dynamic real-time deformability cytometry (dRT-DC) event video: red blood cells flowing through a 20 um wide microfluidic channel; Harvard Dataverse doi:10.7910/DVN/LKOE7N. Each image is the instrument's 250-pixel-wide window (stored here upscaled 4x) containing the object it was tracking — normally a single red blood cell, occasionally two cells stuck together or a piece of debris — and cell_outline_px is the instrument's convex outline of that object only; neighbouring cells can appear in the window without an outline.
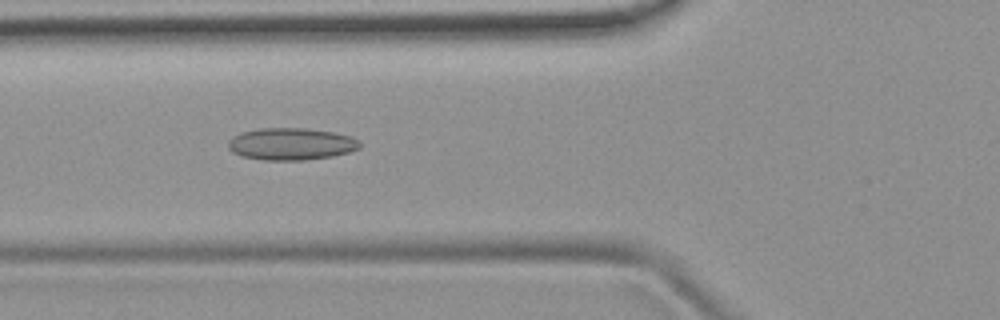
{"species": "common noctule bat (a hibernating species)", "species_latin": "Nyctalus noctula", "temperature_condition": "room temperature", "stored_images_in_passage": 51, "camera_frame_rate_fps": 3000, "um_per_image_px": 0.085, "animal": {"sex": "female", "body_mass_g": 19.9}, "frame": {"image": 1, "passage_image": 19, "time_ms": 6.0, "image_size_px": [1000, 320], "cell_outline_px": [[360, 148], [348, 152], [332, 156], [304, 160], [264, 160], [240, 156], [232, 152], [228, 148], [228, 140], [232, 136], [240, 132], [260, 128], [304, 128], [332, 132], [352, 136], [360, 140]], "centroid_in_image_um": [24.72, 12.23], "position_along_channel_um": 101.1, "area_um2": 24.8}}
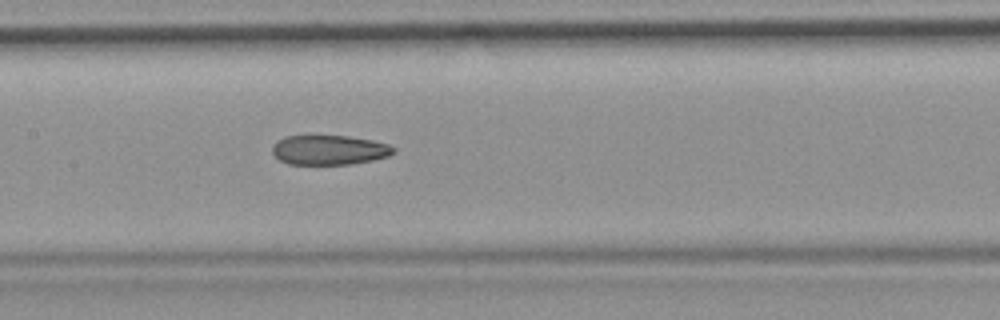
{"frame": {"image": 2, "passage_image": 25, "time_ms": 8.0, "image_size_px": [1000, 320], "cell_outline_px": [[396, 152], [388, 156], [372, 160], [352, 164], [288, 164], [280, 160], [272, 152], [272, 144], [276, 140], [284, 136], [308, 132], [312, 132], [348, 136], [372, 140], [388, 144], [396, 148]], "centroid_in_image_um": [27.92, 12.68], "position_along_channel_um": 179.5, "area_um2": 22.02}}
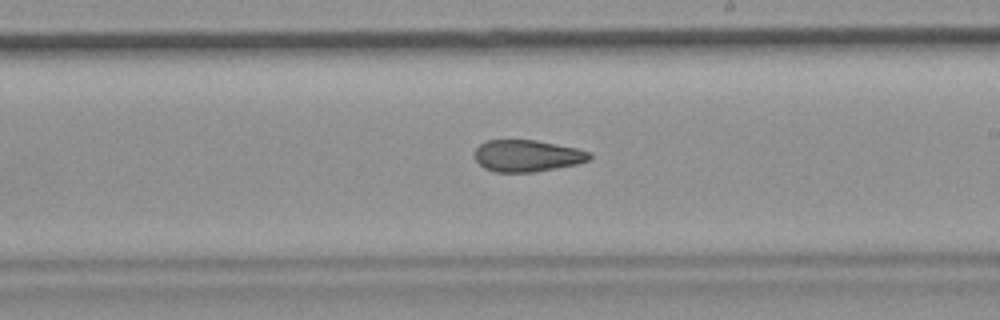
{"frame": {"image": 3, "passage_image": 30, "time_ms": 9.667, "image_size_px": [1000, 320], "cell_outline_px": [[592, 156], [588, 160], [576, 164], [532, 172], [496, 172], [484, 168], [476, 160], [476, 148], [480, 144], [488, 140], [536, 140], [576, 148], [592, 152]], "centroid_in_image_um": [44.82, 13.24], "position_along_channel_um": 244.2, "area_um2": 21.04}, "authors_computed_cell_mechanics": {"area_um2": 22.7154, "velocity_mm_per_s": 3.915, "shape_relaxation_time_tau1_ms": null, "shape_relaxation_time_tau2_ms": 3.4971, "deformation_change_tau1": null, "deformation_change_tau2": 0.1053}}